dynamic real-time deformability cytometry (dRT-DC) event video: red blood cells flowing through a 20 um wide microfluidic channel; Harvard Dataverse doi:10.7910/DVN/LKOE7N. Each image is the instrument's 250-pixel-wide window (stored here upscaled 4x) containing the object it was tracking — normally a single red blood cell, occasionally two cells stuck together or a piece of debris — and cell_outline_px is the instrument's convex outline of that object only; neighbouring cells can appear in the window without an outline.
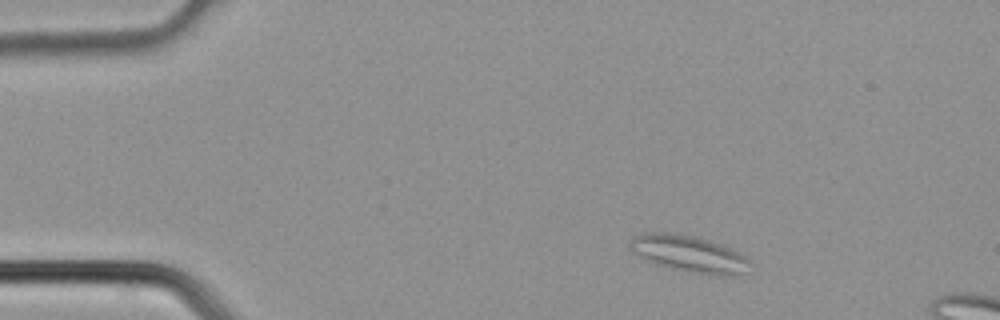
{"species": "common noctule bat (a hibernating species)", "species_latin": "Nyctalus noctula", "temperature_condition": "cold", "stored_images_in_passage": 3, "camera_frame_rate_fps": 3000, "um_per_image_px": 0.085, "animal": {"sex": "male", "body_mass_g": 21.5, "forearm_length_mm": 52.0}, "frame": {"image": 1, "passage_image": 1, "time_ms": 0.0, "image_size_px": [1000, 320], "cell_outline_px": [[756, 264], [744, 272], [732, 276], [720, 276], [668, 268], [644, 260], [636, 256], [628, 248], [628, 244], [632, 236], [644, 232], [668, 232], [692, 236], [708, 240], [732, 248], [752, 260]], "centroid_in_image_um": [58.56, 21.58], "position_along_channel_um": 26.4, "area_um2": 26.24}}